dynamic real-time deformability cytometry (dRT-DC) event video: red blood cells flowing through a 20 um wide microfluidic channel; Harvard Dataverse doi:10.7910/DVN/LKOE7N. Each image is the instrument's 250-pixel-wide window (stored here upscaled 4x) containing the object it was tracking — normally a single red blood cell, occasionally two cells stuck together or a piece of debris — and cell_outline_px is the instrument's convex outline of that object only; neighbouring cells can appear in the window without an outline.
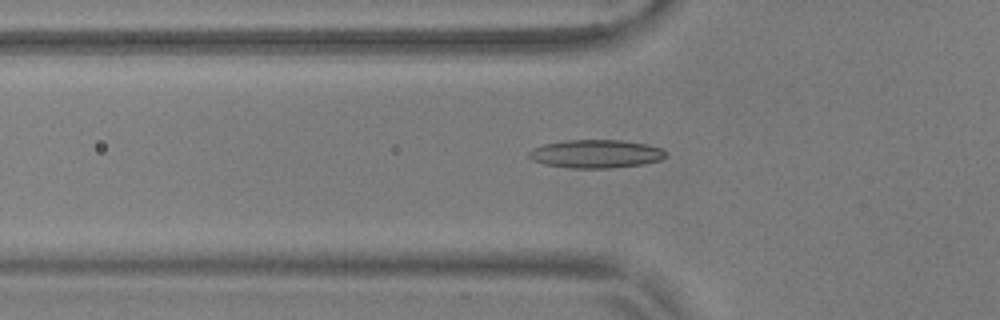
{"species": "common noctule bat (a hibernating species)", "species_latin": "Nyctalus noctula", "temperature_condition": "warm", "stored_images_in_passage": 50, "camera_frame_rate_fps": 3000, "um_per_image_px": 0.085, "animal": {"sex": "male", "body_mass_g": 17.9, "forearm_length_mm": 54.2}, "frame": {"image": 1, "passage_image": 14, "time_ms": 4.333, "image_size_px": [1000, 320], "cell_outline_px": [[664, 156], [660, 160], [644, 164], [612, 168], [572, 168], [548, 164], [532, 160], [528, 156], [528, 152], [532, 148], [544, 144], [564, 140], [620, 140], [644, 144], [664, 148]], "centroid_in_image_um": [50.64, 13.07], "position_along_channel_um": 75.2, "area_um2": 22.43}}
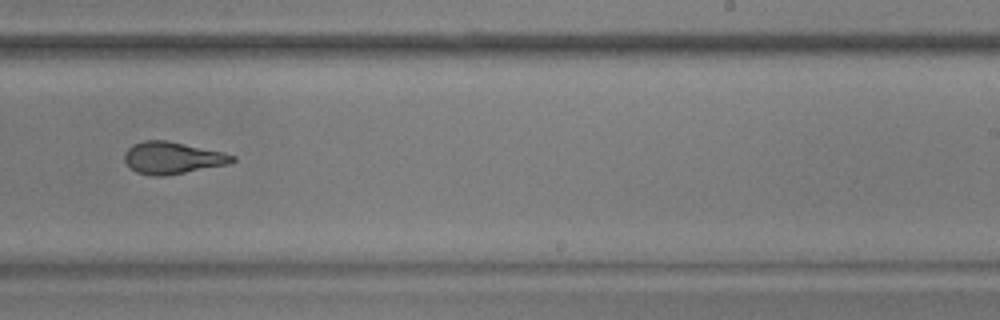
{"frame": {"image": 2, "passage_image": 30, "time_ms": 9.667, "image_size_px": [1000, 320], "cell_outline_px": [[236, 160], [228, 164], [164, 176], [148, 176], [136, 172], [128, 168], [124, 160], [124, 152], [132, 144], [144, 140], [168, 140], [224, 152], [236, 156]], "centroid_in_image_um": [14.62, 13.42], "position_along_channel_um": 274.4, "area_um2": 20.4}}
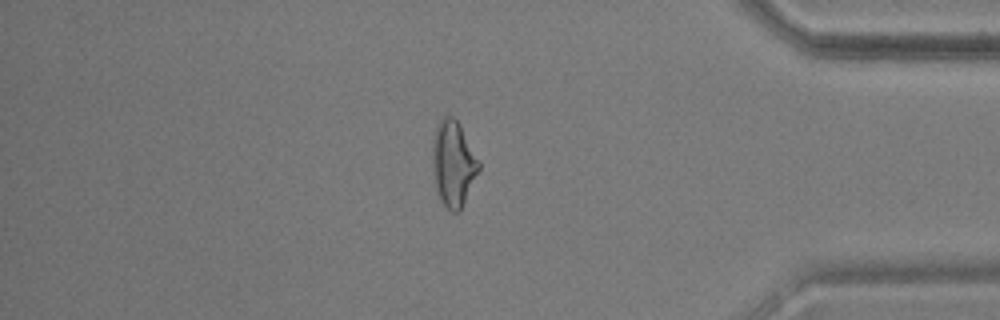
{"frame": {"image": 3, "passage_image": 42, "time_ms": 13.667, "image_size_px": [1000, 320], "cell_outline_px": [[480, 168], [460, 212], [452, 212], [440, 200], [436, 192], [432, 168], [432, 140], [436, 124], [444, 116], [452, 116], [460, 124], [480, 164]], "centroid_in_image_um": [38.5, 13.91], "position_along_channel_um": 396.7, "area_um2": 23.24}, "authors_computed_cell_mechanics": {"area_um2": 20.4612, "velocity_mm_per_s": 3.7211, "shape_relaxation_time_tau1_ms": 10.7753, "shape_relaxation_time_tau2_ms": 1.739, "deformation_change_tau1": 0.2641, "deformation_change_tau2": 0.1073}}